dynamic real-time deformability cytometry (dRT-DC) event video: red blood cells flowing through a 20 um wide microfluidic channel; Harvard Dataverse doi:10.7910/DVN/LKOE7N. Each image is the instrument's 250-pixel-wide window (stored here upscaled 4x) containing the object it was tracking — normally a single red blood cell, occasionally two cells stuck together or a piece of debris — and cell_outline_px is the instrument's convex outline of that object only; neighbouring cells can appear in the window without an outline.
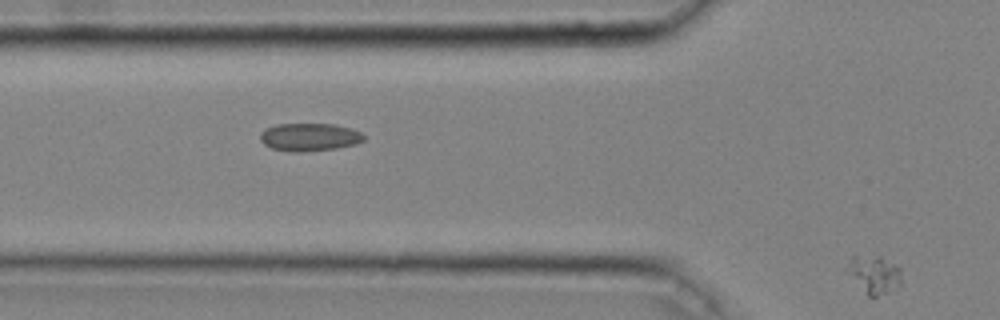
{"species": "common noctule bat (a hibernating species)", "species_latin": "Nyctalus noctula", "temperature_condition": "cold", "stored_images_in_passage": 19, "segment_of_instrument_passage": [2, 2], "camera_frame_rate_fps": 3000, "um_per_image_px": 0.085, "animal": {"sex": "male", "body_mass_g": 20.4}, "frame": {"image": 1, "passage_image": 19, "time_ms": 6.0, "image_size_px": [1000, 320], "cell_outline_px": [[900, 284], [896, 288], [876, 296], [868, 296], [852, 272], [852, 256], [880, 256], [900, 268]], "centroid_in_image_um": [74.43, 23.32], "position_along_channel_um": 51.4, "area_um2": 10.75}}